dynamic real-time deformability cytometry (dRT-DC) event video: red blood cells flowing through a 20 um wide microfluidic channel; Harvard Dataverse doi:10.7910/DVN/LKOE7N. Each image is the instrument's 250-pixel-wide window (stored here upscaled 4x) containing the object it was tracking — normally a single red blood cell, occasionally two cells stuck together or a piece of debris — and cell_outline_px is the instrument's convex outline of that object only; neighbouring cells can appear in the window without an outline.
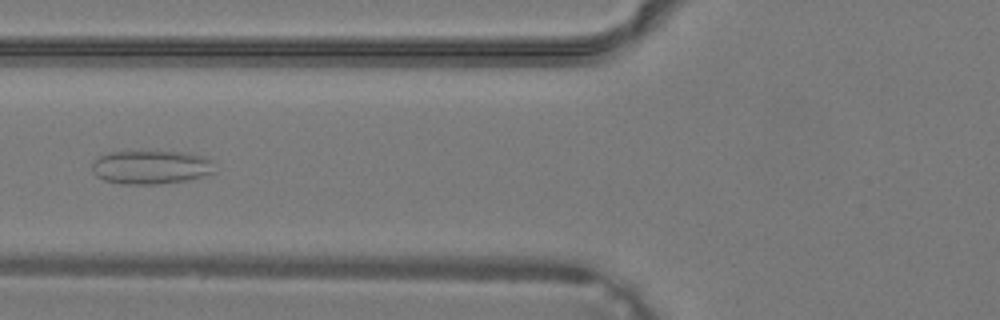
{"species": "common noctule bat (a hibernating species)", "species_latin": "Nyctalus noctula", "temperature_condition": "warm", "stored_images_in_passage": 36, "camera_frame_rate_fps": 3000, "um_per_image_px": 0.085, "animal": {"sex": "male", "body_mass_g": 19.2, "forearm_length_mm": 51.8}, "frame": {"image": 1, "passage_image": 12, "time_ms": 3.667, "image_size_px": [1000, 320], "cell_outline_px": [[216, 172], [184, 180], [156, 184], [120, 184], [104, 180], [96, 176], [92, 172], [92, 160], [100, 156], [112, 152], [180, 152], [200, 156], [208, 160]], "centroid_in_image_um": [12.73, 14.22], "position_along_channel_um": 113.1, "area_um2": 23.58}}
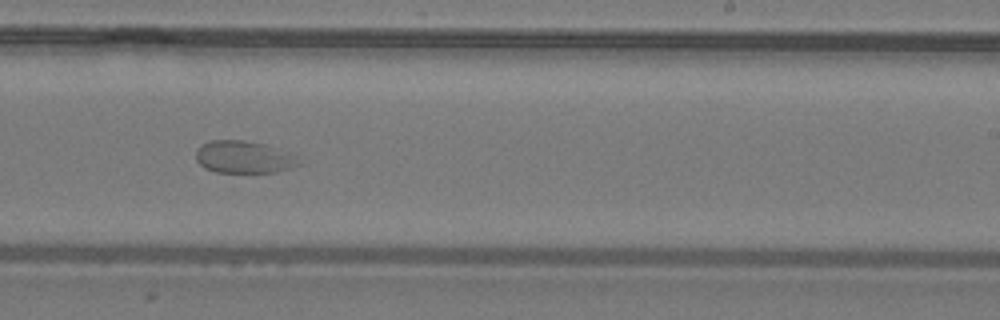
{"frame": {"image": 2, "passage_image": 21, "time_ms": 6.667, "image_size_px": [1000, 320], "cell_outline_px": [[300, 164], [292, 168], [276, 172], [216, 172], [204, 168], [196, 160], [196, 148], [212, 140], [244, 140], [264, 144], [292, 152], [296, 156]], "centroid_in_image_um": [20.74, 13.35], "position_along_channel_um": 268.3, "area_um2": 19.48}}
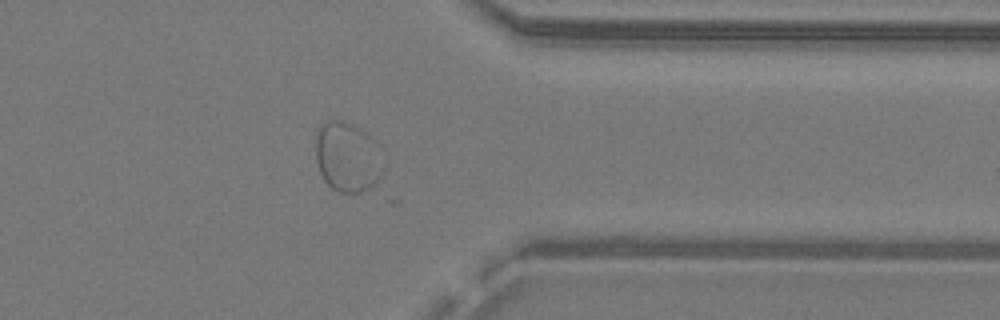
{"frame": {"image": 3, "passage_image": 28, "time_ms": 9.0, "image_size_px": [1000, 320], "cell_outline_px": [[384, 172], [368, 188], [360, 192], [340, 192], [332, 188], [324, 180], [320, 172], [316, 160], [316, 136], [320, 124], [332, 120], [340, 120], [352, 124], [368, 132], [372, 136], [384, 168]], "centroid_in_image_um": [29.51, 13.32], "position_along_channel_um": 381.9, "area_um2": 27.34}}